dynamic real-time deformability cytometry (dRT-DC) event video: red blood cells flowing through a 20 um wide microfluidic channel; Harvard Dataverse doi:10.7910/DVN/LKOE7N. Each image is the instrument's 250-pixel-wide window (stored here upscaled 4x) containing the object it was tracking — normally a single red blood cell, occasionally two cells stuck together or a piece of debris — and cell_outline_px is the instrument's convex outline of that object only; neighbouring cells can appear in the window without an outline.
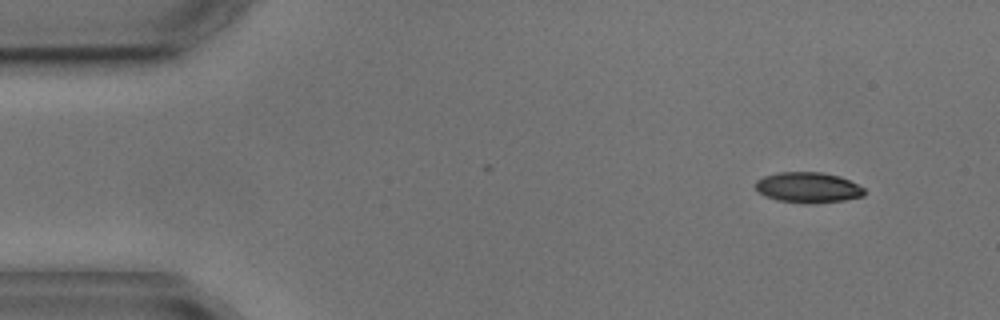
{"species": "common noctule bat (a hibernating species)", "species_latin": "Nyctalus noctula", "temperature_condition": "cold", "stored_images_in_passage": 3, "camera_frame_rate_fps": 3000, "um_per_image_px": 0.085, "animal": {"sex": "male", "body_mass_g": 17.9, "forearm_length_mm": 54.2}, "frame": {"image": 1, "passage_image": 1, "time_ms": 0.0, "image_size_px": [1000, 320], "cell_outline_px": [[864, 196], [844, 200], [776, 200], [764, 196], [756, 188], [756, 180], [764, 176], [776, 172], [820, 172], [840, 176], [864, 188]], "centroid_in_image_um": [68.66, 15.87], "position_along_channel_um": 16.3, "area_um2": 18.38}}